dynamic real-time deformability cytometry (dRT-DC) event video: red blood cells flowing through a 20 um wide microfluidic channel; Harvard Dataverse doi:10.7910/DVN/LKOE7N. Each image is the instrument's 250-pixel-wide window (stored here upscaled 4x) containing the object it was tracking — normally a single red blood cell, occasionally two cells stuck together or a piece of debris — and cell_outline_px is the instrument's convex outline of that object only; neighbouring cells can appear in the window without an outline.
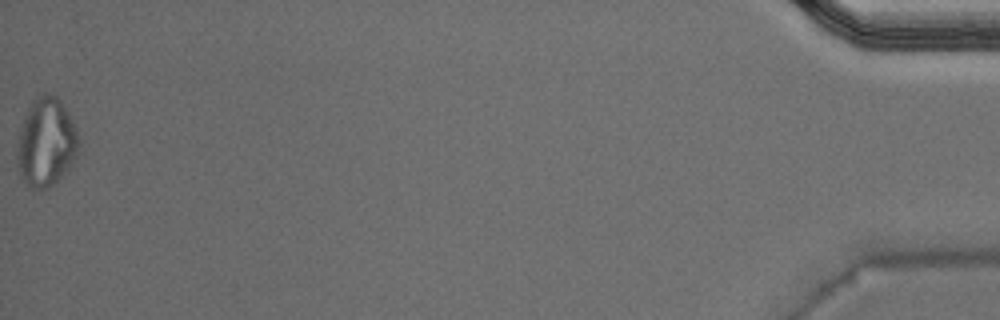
{"species": "Egyptian fruit bat (a non-hibernating species)", "species_latin": "Rousettus aegyptiacus", "temperature_condition": "warm", "stored_images_in_passage": 51, "segment_of_instrument_passage": [2, 2], "camera_frame_rate_fps": 3000, "um_per_image_px": 0.085, "animal": {"sex": "male"}, "frame": {"image": 1, "passage_image": 51, "time_ms": 16.667, "image_size_px": [1000, 320], "cell_outline_px": [[80, 144], [72, 164], [68, 172], [48, 188], [28, 188], [20, 176], [16, 160], [16, 140], [24, 116], [32, 100], [36, 96], [44, 92], [48, 92], [56, 96], [60, 100], [68, 112], [76, 128]], "centroid_in_image_um": [3.9, 12.1], "position_along_channel_um": 431.3, "area_um2": 32.48}}